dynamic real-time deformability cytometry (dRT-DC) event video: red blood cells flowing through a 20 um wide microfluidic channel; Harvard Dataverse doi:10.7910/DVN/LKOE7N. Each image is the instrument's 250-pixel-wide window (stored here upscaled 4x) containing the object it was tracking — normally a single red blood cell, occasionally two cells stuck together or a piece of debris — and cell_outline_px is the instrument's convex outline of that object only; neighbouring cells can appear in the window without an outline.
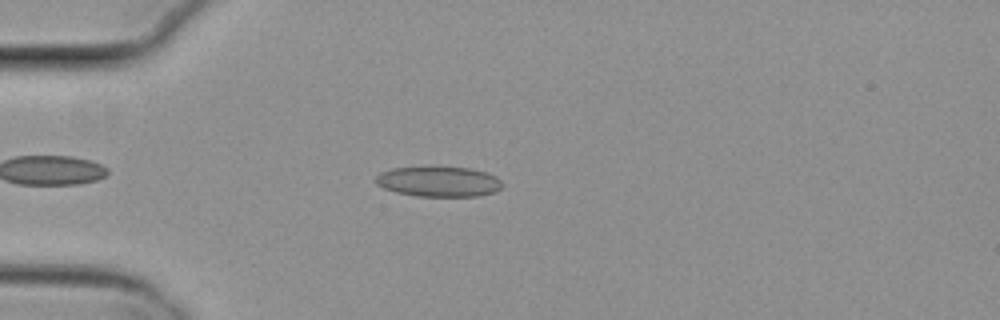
{"species": "common noctule bat (a hibernating species)", "species_latin": "Nyctalus noctula", "temperature_condition": "cold", "stored_images_in_passage": 39, "camera_frame_rate_fps": 3000, "um_per_image_px": 0.085, "animal": {"sex": "female", "body_mass_g": 29.2, "forearm_length_mm": 56.3}, "frame": {"image": 1, "passage_image": 7, "time_ms": 2.0, "image_size_px": [1000, 320], "cell_outline_px": [[504, 184], [496, 192], [476, 196], [416, 196], [396, 192], [384, 188], [376, 184], [376, 176], [380, 172], [392, 168], [424, 164], [432, 164], [472, 168], [496, 176]], "centroid_in_image_um": [37.26, 15.38], "position_along_channel_um": 47.7, "area_um2": 23.29}}
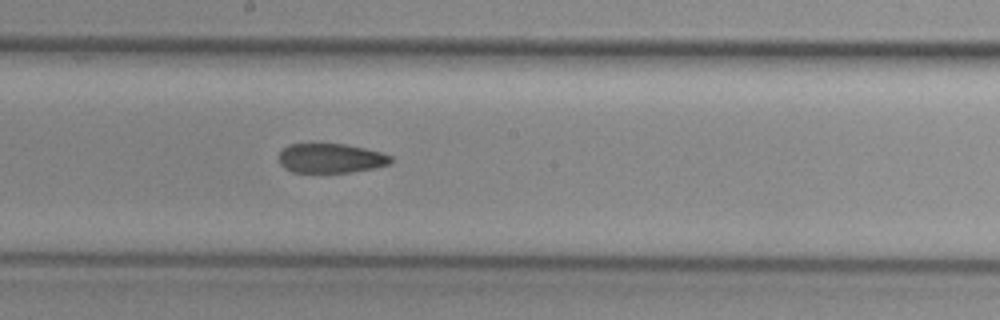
{"frame": {"image": 2, "passage_image": 22, "time_ms": 7.0, "image_size_px": [1000, 320], "cell_outline_px": [[392, 160], [388, 164], [376, 168], [348, 172], [292, 172], [284, 168], [280, 164], [280, 152], [288, 144], [344, 144], [364, 148], [380, 152], [392, 156]], "centroid_in_image_um": [28.11, 13.45], "position_along_channel_um": 220.1, "area_um2": 19.07}}
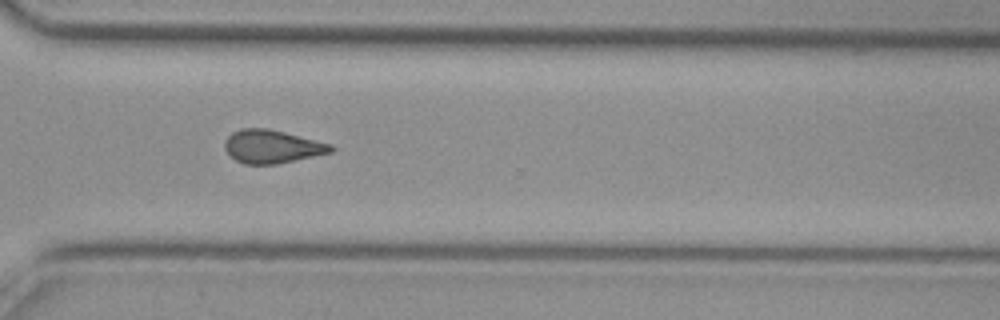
{"frame": {"image": 3, "passage_image": 32, "time_ms": 10.333, "image_size_px": [1000, 320], "cell_outline_px": [[336, 148], [332, 152], [276, 164], [244, 164], [236, 160], [224, 148], [224, 140], [232, 132], [240, 128], [268, 128], [332, 144]], "centroid_in_image_um": [23.11, 12.45], "position_along_channel_um": 347.5, "area_um2": 20.52}, "authors_computed_cell_mechanics": {"area_um2": 20.9814, "velocity_mm_per_s": 3.828, "shape_relaxation_time_tau1_ms": null, "shape_relaxation_time_tau2_ms": 3.601, "deformation_change_tau1": null, "deformation_change_tau2": 0.1133}}